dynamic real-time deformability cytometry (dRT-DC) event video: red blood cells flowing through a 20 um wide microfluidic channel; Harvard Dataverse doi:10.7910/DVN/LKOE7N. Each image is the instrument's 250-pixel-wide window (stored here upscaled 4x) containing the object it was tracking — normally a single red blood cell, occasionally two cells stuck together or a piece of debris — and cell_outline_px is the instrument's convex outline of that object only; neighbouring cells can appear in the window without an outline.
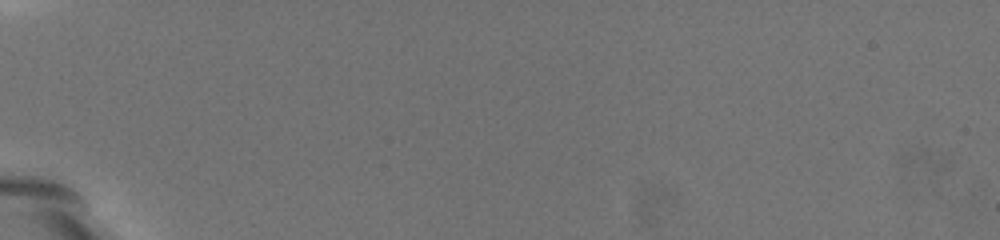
{"species": "common noctule bat (a hibernating species)", "species_latin": "Nyctalus noctula", "temperature_condition": "warm", "stored_images_in_passage": 3, "camera_frame_rate_fps": 3000, "um_per_image_px": 0.085, "animal": {"sex": "female", "body_mass_g": 19.5, "forearm_length_mm": 54.1}, "frame": {"image": 1, "passage_image": 1, "time_ms": 0.0, "image_size_px": [1000, 240], "cell_outline_px": [[176, 112], [160, 116], [156, 116], [148, 112], [140, 104], [92, 52], [100, 36], [112, 36], [120, 44], [176, 108]], "centroid_in_image_um": [11.24, 6.52], "position_along_channel_um": 73.8, "area_um2": 17.69}}